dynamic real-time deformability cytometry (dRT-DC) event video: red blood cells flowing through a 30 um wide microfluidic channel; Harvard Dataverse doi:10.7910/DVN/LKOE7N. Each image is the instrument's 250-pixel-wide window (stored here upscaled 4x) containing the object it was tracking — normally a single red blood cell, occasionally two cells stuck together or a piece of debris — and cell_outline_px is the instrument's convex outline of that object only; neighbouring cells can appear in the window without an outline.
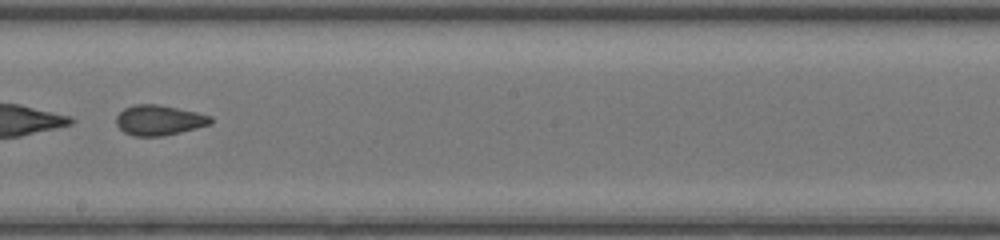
{"species": "common noctule bat (a hibernating species)", "species_latin": "Nyctalus noctula", "temperature_condition": "room temperature", "stored_images_in_passage": 47, "segment_of_instrument_passage": [2, 2], "camera_frame_rate_fps": 3000, "um_per_image_px": 0.085, "animal": {"sex": "female", "body_mass_g": 20.0, "forearm_length_mm": 54.0}, "frame": {"image": 1, "passage_image": 29, "time_ms": 9.333, "image_size_px": [1000, 240], "cell_outline_px": [[212, 124], [164, 136], [132, 136], [124, 132], [116, 124], [116, 116], [124, 108], [132, 104], [160, 104], [196, 112], [212, 116]], "centroid_in_image_um": [13.51, 10.21], "position_along_channel_um": 234.7, "area_um2": 16.76}}